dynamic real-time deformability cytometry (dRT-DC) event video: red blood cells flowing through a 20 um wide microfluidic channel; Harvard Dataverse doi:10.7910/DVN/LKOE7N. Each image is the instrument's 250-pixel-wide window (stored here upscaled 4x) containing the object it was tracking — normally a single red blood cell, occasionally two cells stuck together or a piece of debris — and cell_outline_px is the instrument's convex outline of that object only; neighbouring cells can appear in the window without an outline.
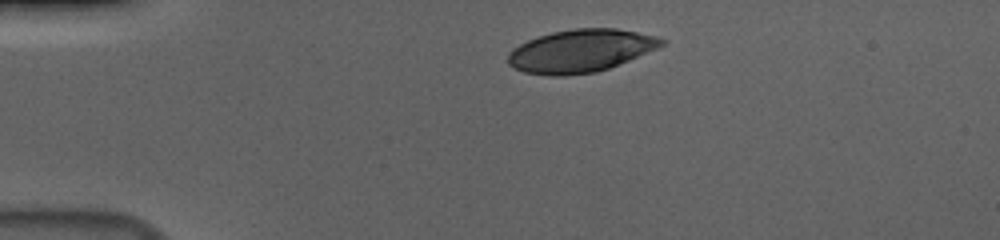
{"species": "human", "species_latin": "Homo sapiens", "temperature_condition": "cold", "stored_images_in_passage": 37, "camera_frame_rate_fps": 3000, "um_per_image_px": 0.085, "donor": {"sex": "male"}, "frame": {"image": 1, "passage_image": 1, "time_ms": 0.0, "image_size_px": [1000, 240], "cell_outline_px": [[664, 44], [656, 48], [628, 60], [608, 68], [596, 72], [564, 76], [548, 76], [524, 72], [508, 64], [508, 52], [512, 48], [536, 36], [552, 32], [572, 28], [616, 28], [656, 36], [664, 40]], "centroid_in_image_um": [49.29, 4.32], "position_along_channel_um": 35.7, "area_um2": 38.15}}
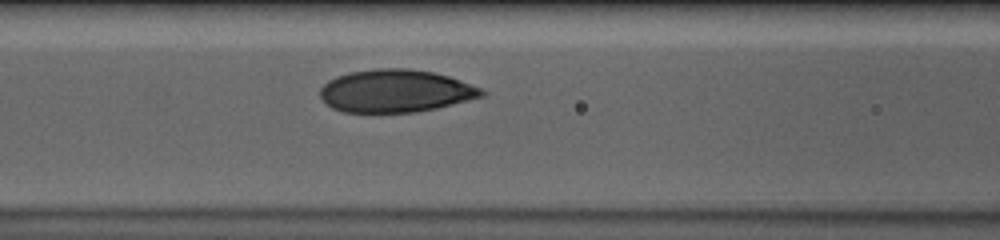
{"frame": {"image": 2, "passage_image": 13, "time_ms": 4.0, "image_size_px": [1000, 240], "cell_outline_px": [[488, 92], [484, 96], [436, 108], [416, 112], [344, 112], [332, 108], [320, 96], [320, 88], [328, 80], [336, 76], [348, 72], [376, 68], [408, 68], [432, 72], [448, 76], [460, 80], [480, 88]], "centroid_in_image_um": [33.61, 7.72], "position_along_channel_um": 133.0, "area_um2": 40.17}}
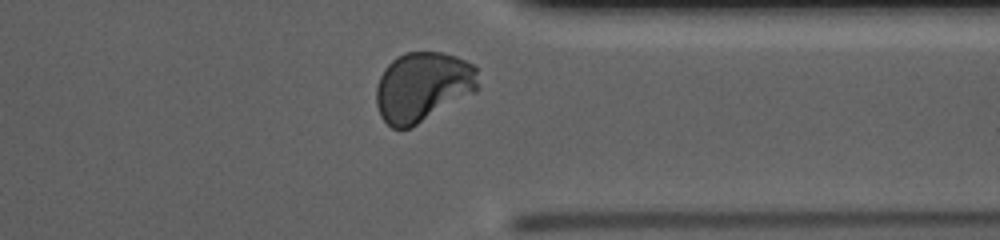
{"frame": {"image": 3, "passage_image": 33, "time_ms": 10.667, "image_size_px": [1000, 240], "cell_outline_px": [[480, 88], [476, 92], [416, 124], [408, 128], [392, 128], [380, 116], [376, 104], [376, 88], [380, 76], [384, 68], [396, 56], [404, 52], [440, 52], [456, 56], [472, 64], [476, 68]], "centroid_in_image_um": [35.93, 7.36], "position_along_channel_um": 375.5, "area_um2": 41.44}, "authors_computed_cell_mechanics": {"area_um2": 40.171, "velocity_mm_per_s": 3.6756, "shape_relaxation_time_tau1_ms": 4.2973, "shape_relaxation_time_tau2_ms": null, "deformation_change_tau1": 0.1613, "deformation_change_tau2": null}}